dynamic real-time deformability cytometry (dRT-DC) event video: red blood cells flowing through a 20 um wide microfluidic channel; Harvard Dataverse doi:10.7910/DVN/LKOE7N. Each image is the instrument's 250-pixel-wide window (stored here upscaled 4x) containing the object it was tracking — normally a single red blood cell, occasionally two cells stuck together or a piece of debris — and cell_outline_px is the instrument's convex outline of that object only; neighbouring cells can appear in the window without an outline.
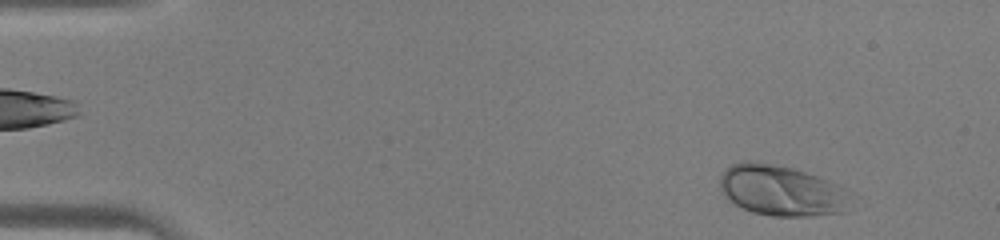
{"species": "human", "species_latin": "Homo sapiens", "temperature_condition": "warm", "stored_images_in_passage": 36, "camera_frame_rate_fps": 3000, "um_per_image_px": 0.085, "donor": {"sex": "male"}, "frame": {"image": 1, "passage_image": 2, "time_ms": 0.333, "image_size_px": [1000, 240], "cell_outline_px": [[844, 212], [812, 216], [772, 216], [752, 212], [728, 200], [720, 188], [720, 176], [732, 164], [744, 160], [748, 160], [772, 164], [792, 168], [840, 184], [844, 188]], "centroid_in_image_um": [66.34, 16.19], "position_along_channel_um": 18.7, "area_um2": 37.86}}
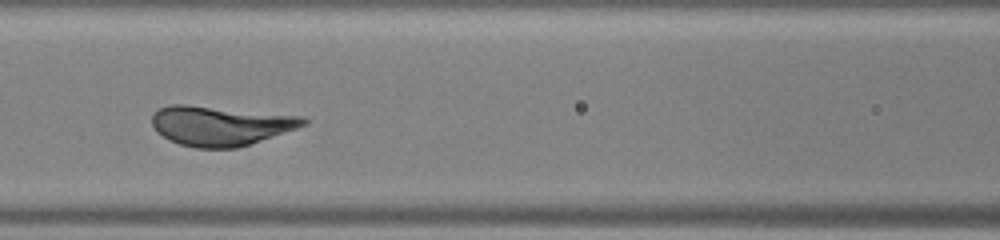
{"frame": {"image": 2, "passage_image": 18, "time_ms": 5.667, "image_size_px": [1000, 240], "cell_outline_px": [[308, 124], [236, 148], [196, 148], [180, 144], [168, 140], [156, 132], [152, 124], [152, 112], [160, 108], [172, 104], [184, 104], [304, 116], [308, 120]], "centroid_in_image_um": [18.69, 10.67], "position_along_channel_um": 147.9, "area_um2": 34.85}}
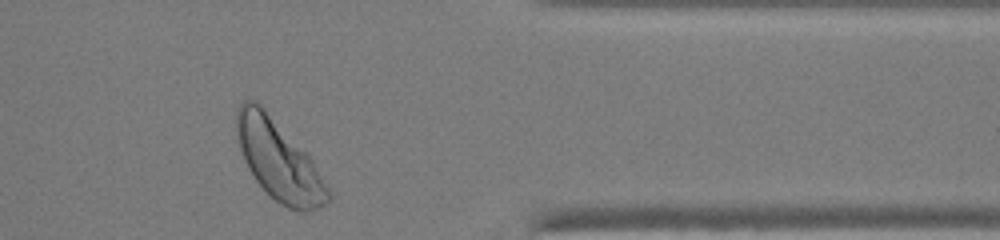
{"frame": {"image": 3, "passage_image": 35, "time_ms": 11.333, "image_size_px": [1000, 240], "cell_outline_px": [[332, 200], [316, 208], [304, 212], [300, 212], [288, 208], [280, 204], [268, 196], [256, 180], [248, 168], [244, 160], [240, 148], [236, 132], [236, 108], [244, 100], [256, 100], [308, 152], [328, 188], [332, 196]], "centroid_in_image_um": [23.69, 13.62], "position_along_channel_um": 387.7, "area_um2": 42.83}}